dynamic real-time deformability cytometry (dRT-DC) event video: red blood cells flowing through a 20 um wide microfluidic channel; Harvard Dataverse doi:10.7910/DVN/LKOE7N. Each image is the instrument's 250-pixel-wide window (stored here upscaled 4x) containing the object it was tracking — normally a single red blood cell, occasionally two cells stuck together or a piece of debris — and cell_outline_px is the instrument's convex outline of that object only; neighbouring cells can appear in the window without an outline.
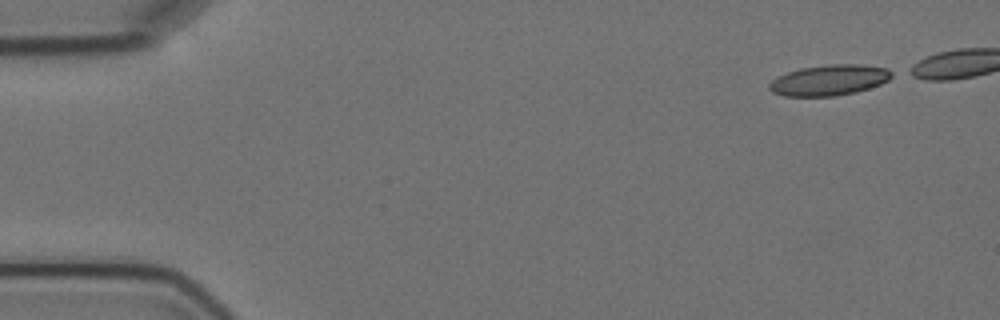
{"species": "Egyptian fruit bat (a non-hibernating species)", "species_latin": "Rousettus aegyptiacus", "temperature_condition": "cold", "stored_images_in_passage": 7, "camera_frame_rate_fps": 3000, "um_per_image_px": 0.085, "animal": {"sex": "female"}, "frame": {"image": 1, "passage_image": 1, "time_ms": 0.0, "image_size_px": [1000, 320], "cell_outline_px": [[896, 76], [880, 84], [856, 92], [836, 96], [784, 96], [772, 92], [768, 88], [768, 84], [776, 76], [800, 68], [828, 64], [860, 64], [888, 68], [896, 72]], "centroid_in_image_um": [70.52, 6.8], "position_along_channel_um": 14.5, "area_um2": 22.25}}
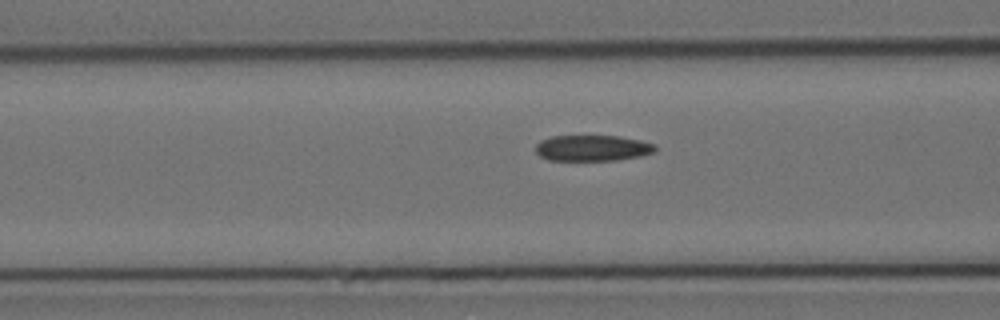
{"frame": {"image": 2, "passage_image": 7, "time_ms": 8.0, "image_size_px": [1000, 320], "cell_outline_px": [[656, 148], [652, 152], [640, 156], [616, 160], [548, 160], [540, 156], [536, 152], [536, 144], [540, 140], [552, 136], [620, 136], [640, 140], [656, 144]], "centroid_in_image_um": [50.34, 12.58], "position_along_channel_um": 116.3, "area_um2": 18.03}}